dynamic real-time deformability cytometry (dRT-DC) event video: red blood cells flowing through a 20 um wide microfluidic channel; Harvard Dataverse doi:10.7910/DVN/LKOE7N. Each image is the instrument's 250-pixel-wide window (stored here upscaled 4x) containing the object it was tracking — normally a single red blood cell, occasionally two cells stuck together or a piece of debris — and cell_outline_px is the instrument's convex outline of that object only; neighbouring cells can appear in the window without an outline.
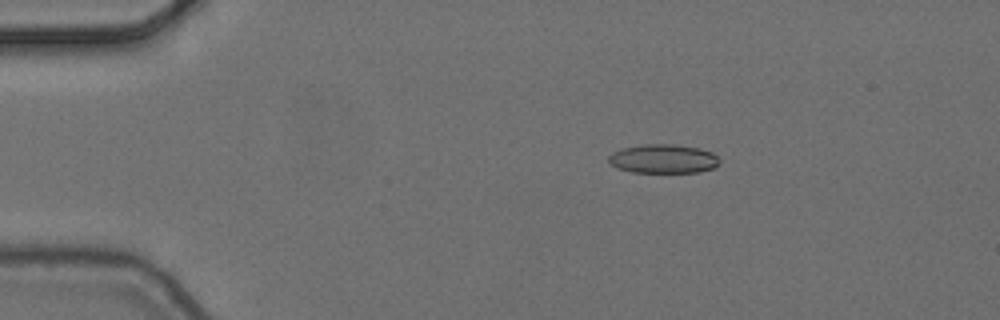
{"species": "common noctule bat (a hibernating species)", "species_latin": "Nyctalus noctula", "temperature_condition": "cold", "stored_images_in_passage": 4, "camera_frame_rate_fps": 3000, "um_per_image_px": 0.085, "animal": {"sex": "female", "body_mass_g": 24.6, "forearm_length_mm": 56.2}, "frame": {"image": 1, "passage_image": 2, "time_ms": 0.333, "image_size_px": [1000, 320], "cell_outline_px": [[720, 164], [712, 168], [700, 172], [632, 172], [616, 168], [608, 160], [608, 156], [612, 152], [620, 148], [644, 144], [672, 144], [700, 148], [712, 152], [720, 160]], "centroid_in_image_um": [56.37, 13.49], "position_along_channel_um": 28.6, "area_um2": 18.84}}